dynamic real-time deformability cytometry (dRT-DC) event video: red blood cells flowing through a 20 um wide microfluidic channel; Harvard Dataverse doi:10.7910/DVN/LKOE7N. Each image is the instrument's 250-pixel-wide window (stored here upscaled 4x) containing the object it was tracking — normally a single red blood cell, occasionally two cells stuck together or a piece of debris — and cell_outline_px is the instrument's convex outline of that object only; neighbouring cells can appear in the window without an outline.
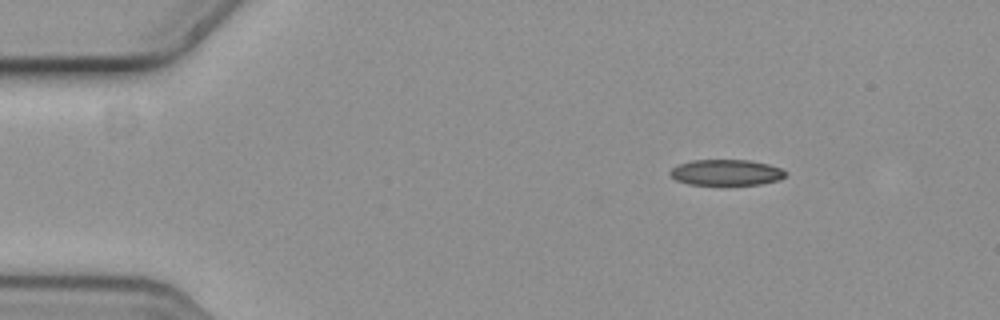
{"species": "common noctule bat (a hibernating species)", "species_latin": "Nyctalus noctula", "temperature_condition": "cold", "stored_images_in_passage": 7, "camera_frame_rate_fps": 3000, "um_per_image_px": 0.085, "animal": {"sex": "female", "body_mass_g": 19.3, "forearm_length_mm": 54.1}, "frame": {"image": 1, "passage_image": 1, "time_ms": 0.0, "image_size_px": [1000, 320], "cell_outline_px": [[788, 172], [784, 176], [776, 180], [760, 184], [688, 184], [676, 180], [668, 172], [672, 168], [680, 164], [692, 160], [748, 160], [768, 164], [780, 168]], "centroid_in_image_um": [61.71, 14.65], "position_along_channel_um": 23.3, "area_um2": 17.11}}
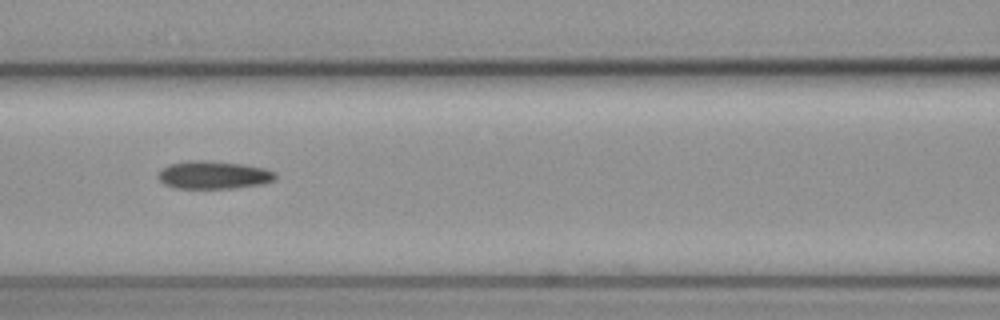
{"frame": {"image": 2, "passage_image": 6, "time_ms": 1.667, "image_size_px": [1000, 320], "cell_outline_px": [[276, 180], [260, 184], [232, 188], [176, 188], [164, 184], [156, 176], [168, 164], [188, 160], [212, 160], [240, 164], [264, 168], [276, 172]], "centroid_in_image_um": [18.14, 14.86], "position_along_channel_um": 148.5, "area_um2": 19.07}}
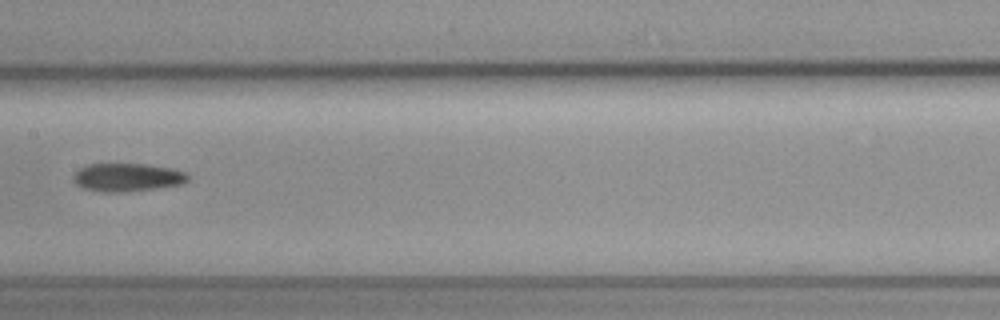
{"frame": {"image": 3, "passage_image": 7, "time_ms": 2.0, "image_size_px": [1000, 320], "cell_outline_px": [[188, 180], [180, 184], [152, 188], [120, 192], [104, 192], [84, 188], [76, 184], [72, 176], [80, 168], [88, 164], [148, 164], [172, 168], [184, 172], [188, 176]], "centroid_in_image_um": [10.79, 15.06], "position_along_channel_um": 196.6, "area_um2": 18.5}}